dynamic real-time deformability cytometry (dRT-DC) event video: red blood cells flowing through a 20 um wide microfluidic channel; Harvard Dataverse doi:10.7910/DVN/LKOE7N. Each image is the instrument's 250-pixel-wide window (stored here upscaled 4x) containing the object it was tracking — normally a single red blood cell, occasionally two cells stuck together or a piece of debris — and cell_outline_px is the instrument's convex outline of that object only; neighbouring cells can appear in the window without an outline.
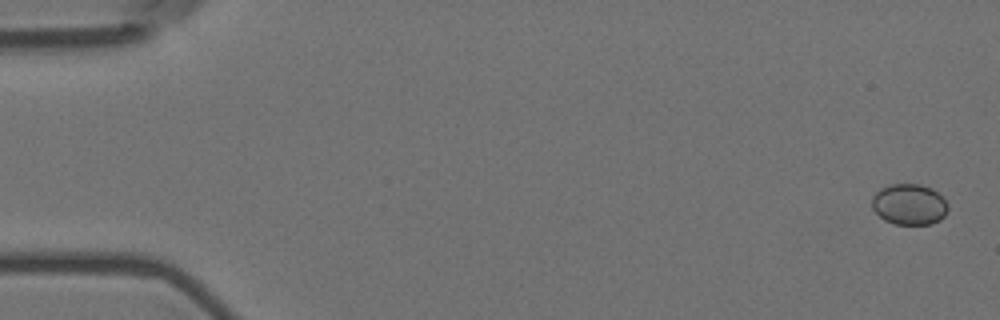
{"species": "Egyptian fruit bat (a non-hibernating species)", "species_latin": "Rousettus aegyptiacus", "temperature_condition": "room temperature", "stored_images_in_passage": 15, "camera_frame_rate_fps": 3000, "um_per_image_px": 0.085, "animal": {"sex": "female"}, "frame": {"image": 1, "passage_image": 1, "time_ms": 0.0, "image_size_px": [1000, 320], "cell_outline_px": [[948, 212], [940, 220], [932, 224], [896, 224], [884, 220], [872, 208], [872, 196], [880, 188], [888, 184], [920, 184], [932, 188], [948, 204]], "centroid_in_image_um": [77.28, 17.37], "position_along_channel_um": 7.7, "area_um2": 18.21}}
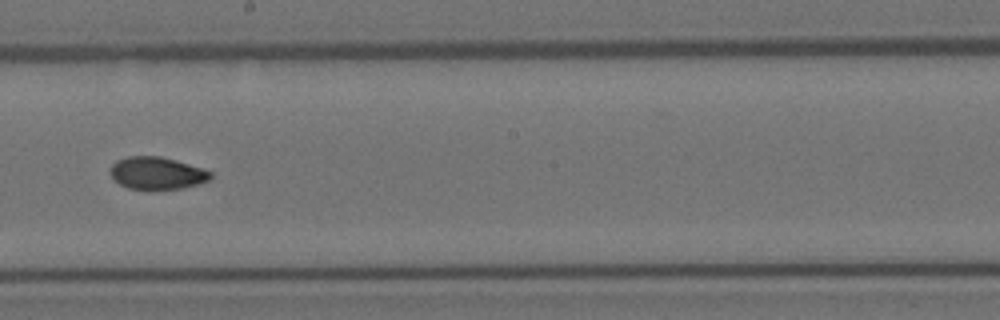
{"frame": {"image": 2, "passage_image": 9, "time_ms": 2.667, "image_size_px": [1000, 320], "cell_outline_px": [[212, 176], [208, 180], [200, 184], [180, 188], [128, 188], [112, 180], [108, 172], [108, 168], [116, 160], [128, 156], [160, 156], [176, 160], [204, 168], [212, 172]], "centroid_in_image_um": [13.3, 14.69], "position_along_channel_um": 234.9, "area_um2": 19.02}}
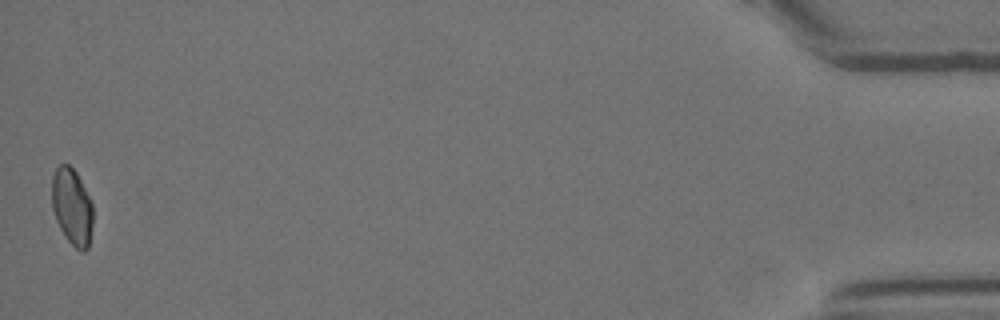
{"frame": {"image": 3, "passage_image": 15, "time_ms": 4.667, "image_size_px": [1000, 320], "cell_outline_px": [[92, 228], [88, 248], [84, 252], [80, 252], [68, 240], [60, 228], [56, 220], [52, 208], [52, 176], [56, 168], [60, 164], [68, 164], [76, 172], [92, 204]], "centroid_in_image_um": [6.11, 17.59], "position_along_channel_um": 429.1, "area_um2": 18.21}}